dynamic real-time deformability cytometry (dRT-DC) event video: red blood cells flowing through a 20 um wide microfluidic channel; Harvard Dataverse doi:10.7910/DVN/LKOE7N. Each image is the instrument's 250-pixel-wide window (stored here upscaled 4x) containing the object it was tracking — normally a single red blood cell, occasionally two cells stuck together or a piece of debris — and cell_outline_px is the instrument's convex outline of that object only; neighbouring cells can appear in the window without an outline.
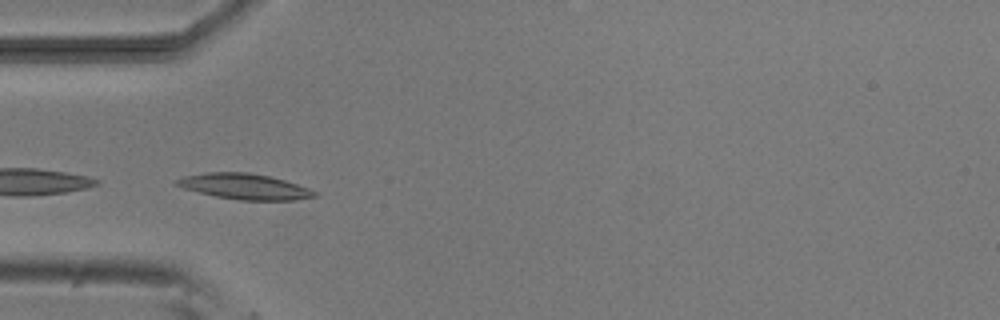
{"species": "common noctule bat (a hibernating species)", "species_latin": "Nyctalus noctula", "temperature_condition": "room temperature", "stored_images_in_passage": 16, "camera_frame_rate_fps": 3000, "um_per_image_px": 0.085, "animal": {"sex": "male", "body_mass_g": 20.5, "forearm_length_mm": 52.5}, "frame": {"image": 1, "passage_image": 12, "time_ms": 3.667, "image_size_px": [1000, 320], "cell_outline_px": [[320, 196], [296, 200], [240, 200], [216, 196], [184, 188], [172, 184], [172, 180], [184, 176], [204, 172], [248, 172], [268, 176], [284, 180], [308, 188], [316, 192]], "centroid_in_image_um": [20.75, 15.85], "position_along_channel_um": 64.2, "area_um2": 20.63}}